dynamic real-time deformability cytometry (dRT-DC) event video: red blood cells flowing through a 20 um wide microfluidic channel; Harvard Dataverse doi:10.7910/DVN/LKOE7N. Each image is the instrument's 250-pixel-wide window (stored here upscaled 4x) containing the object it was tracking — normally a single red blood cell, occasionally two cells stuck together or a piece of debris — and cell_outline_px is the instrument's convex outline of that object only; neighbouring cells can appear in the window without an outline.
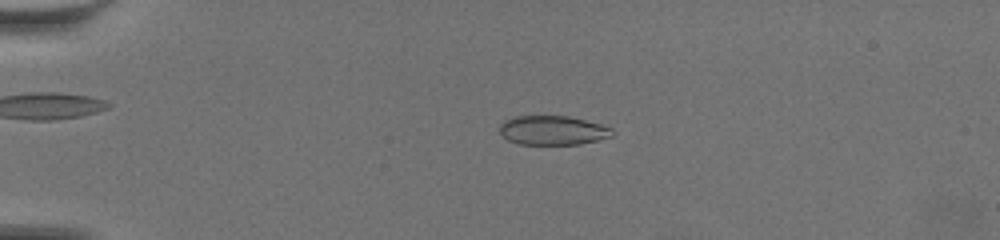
{"species": "common noctule bat (a hibernating species)", "species_latin": "Nyctalus noctula", "temperature_condition": "warm", "stored_images_in_passage": 62, "camera_frame_rate_fps": 3000, "um_per_image_px": 0.085, "animal": {"sex": "female", "body_mass_g": 19.5, "forearm_length_mm": 54.1}, "frame": {"image": 1, "passage_image": 16, "time_ms": 5.0, "image_size_px": [1000, 240], "cell_outline_px": [[612, 136], [580, 144], [520, 144], [508, 140], [500, 132], [500, 124], [504, 120], [516, 116], [568, 116], [600, 124], [612, 128]], "centroid_in_image_um": [46.96, 11.07], "position_along_channel_um": 38.0, "area_um2": 18.96}}
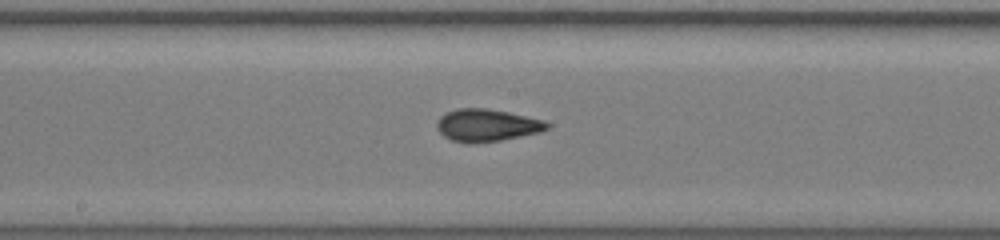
{"frame": {"image": 2, "passage_image": 35, "time_ms": 11.333, "image_size_px": [1000, 240], "cell_outline_px": [[552, 124], [548, 128], [540, 132], [500, 140], [476, 144], [468, 144], [452, 140], [444, 136], [436, 128], [436, 124], [440, 116], [456, 108], [484, 108], [508, 112], [544, 120]], "centroid_in_image_um": [41.37, 10.65], "position_along_channel_um": 206.8, "area_um2": 20.87}}
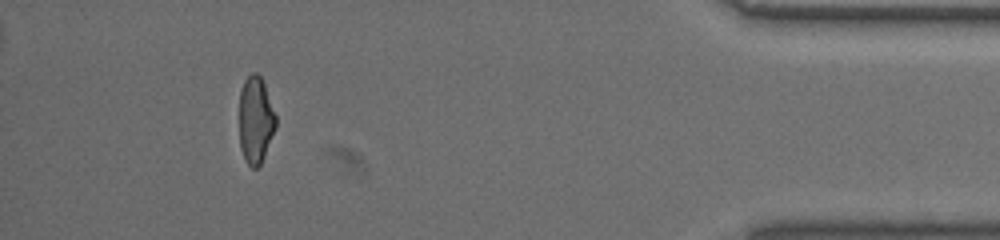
{"frame": {"image": 3, "passage_image": 57, "time_ms": 18.667, "image_size_px": [1000, 240], "cell_outline_px": [[276, 128], [264, 156], [260, 164], [256, 168], [252, 168], [244, 160], [240, 148], [240, 92], [244, 80], [252, 72], [256, 72], [260, 76], [264, 84], [276, 116]], "centroid_in_image_um": [21.72, 10.21], "position_along_channel_um": 413.5, "area_um2": 18.44}, "authors_computed_cell_mechanics": {"area_um2": 19.7387, "velocity_mm_per_s": 3.5184, "shape_relaxation_time_tau1_ms": null, "shape_relaxation_time_tau2_ms": 1.3181, "deformation_change_tau1": null, "deformation_change_tau2": 0.0648}}